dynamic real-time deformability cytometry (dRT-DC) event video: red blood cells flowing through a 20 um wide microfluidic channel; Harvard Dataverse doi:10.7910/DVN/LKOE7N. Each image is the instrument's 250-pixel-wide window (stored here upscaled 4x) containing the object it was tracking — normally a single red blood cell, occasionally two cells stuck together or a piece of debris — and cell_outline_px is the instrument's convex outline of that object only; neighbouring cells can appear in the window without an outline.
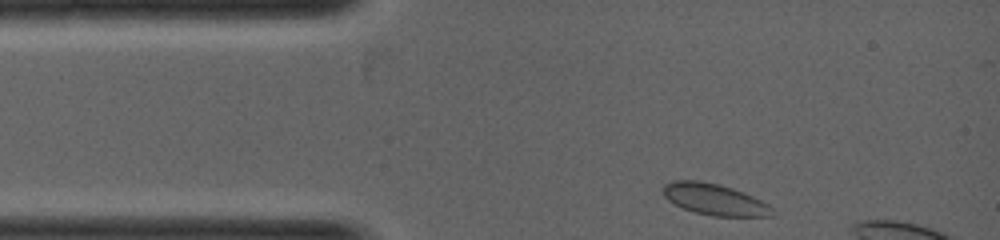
{"species": "common noctule bat (a hibernating species)", "species_latin": "Nyctalus noctula", "temperature_condition": "warm", "stored_images_in_passage": 5, "camera_frame_rate_fps": 5000, "um_per_image_px": 0.085, "animal": {"sex": "female", "body_mass_g": 19.0, "forearm_length_mm": 53.3}, "frame": {"image": 1, "passage_image": 1, "time_ms": 0.0, "image_size_px": [1000, 240], "cell_outline_px": [[772, 216], [712, 216], [696, 212], [684, 208], [668, 200], [664, 196], [664, 184], [672, 180], [700, 180], [720, 184], [744, 192], [768, 204], [772, 208]], "centroid_in_image_um": [60.72, 16.93], "position_along_channel_um": 24.3, "area_um2": 19.77}}